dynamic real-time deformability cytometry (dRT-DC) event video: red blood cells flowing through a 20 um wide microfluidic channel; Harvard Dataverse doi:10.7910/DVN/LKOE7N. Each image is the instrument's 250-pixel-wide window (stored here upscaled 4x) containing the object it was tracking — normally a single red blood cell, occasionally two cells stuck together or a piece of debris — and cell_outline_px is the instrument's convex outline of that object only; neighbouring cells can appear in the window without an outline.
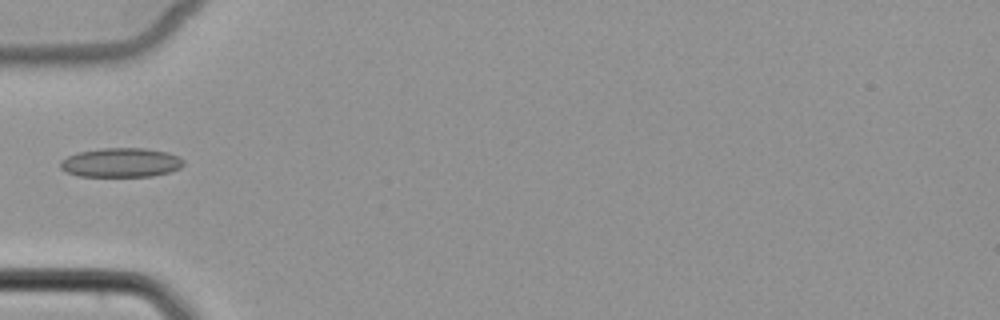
{"species": "common noctule bat (a hibernating species)", "species_latin": "Nyctalus noctula", "temperature_condition": "cold", "stored_images_in_passage": 1, "camera_frame_rate_fps": 3000, "um_per_image_px": 0.085, "animal": {"sex": "female", "body_mass_g": 22.7, "forearm_length_mm": 54.2}, "frame": {"image": 1, "passage_image": 1, "time_ms": 0.0, "image_size_px": [1000, 320], "cell_outline_px": [[184, 164], [180, 168], [168, 172], [152, 176], [80, 176], [64, 172], [60, 168], [60, 160], [76, 152], [100, 148], [144, 148], [168, 152], [180, 156], [184, 160]], "centroid_in_image_um": [10.27, 13.81], "position_along_channel_um": 74.7, "area_um2": 21.21}}